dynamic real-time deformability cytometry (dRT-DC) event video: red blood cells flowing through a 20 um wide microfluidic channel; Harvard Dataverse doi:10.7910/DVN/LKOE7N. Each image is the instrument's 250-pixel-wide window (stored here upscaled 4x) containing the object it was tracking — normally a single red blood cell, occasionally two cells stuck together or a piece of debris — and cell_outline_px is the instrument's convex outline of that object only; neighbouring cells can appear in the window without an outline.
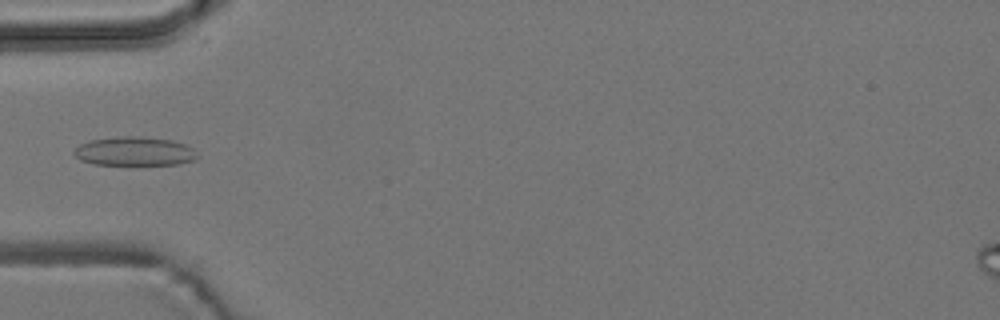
{"species": "common noctule bat (a hibernating species)", "species_latin": "Nyctalus noctula", "temperature_condition": "room temperature", "stored_images_in_passage": 2, "camera_frame_rate_fps": 3000, "um_per_image_px": 0.085, "animal": {"sex": "male", "body_mass_g": 19.2, "forearm_length_mm": 51.8}, "frame": {"image": 1, "passage_image": 2, "time_ms": 1.0, "image_size_px": [1000, 320], "cell_outline_px": [[200, 156], [196, 160], [180, 164], [92, 164], [80, 160], [72, 152], [80, 144], [88, 140], [116, 136], [140, 136], [172, 140], [184, 144], [192, 148]], "centroid_in_image_um": [11.44, 12.85], "position_along_channel_um": 73.6, "area_um2": 20.92}}